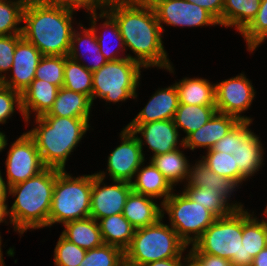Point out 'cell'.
Segmentation results:
<instances>
[{"label": "cell", "mask_w": 267, "mask_h": 266, "mask_svg": "<svg viewBox=\"0 0 267 266\" xmlns=\"http://www.w3.org/2000/svg\"><path fill=\"white\" fill-rule=\"evenodd\" d=\"M255 94L254 86L243 72L217 82L215 84L216 110L219 113L234 116L239 121H252L253 119L242 113L250 108Z\"/></svg>", "instance_id": "7c38bea8"}, {"label": "cell", "mask_w": 267, "mask_h": 266, "mask_svg": "<svg viewBox=\"0 0 267 266\" xmlns=\"http://www.w3.org/2000/svg\"><path fill=\"white\" fill-rule=\"evenodd\" d=\"M190 3L197 4L199 7L210 12L222 26V11L224 0H187Z\"/></svg>", "instance_id": "bcb514c9"}, {"label": "cell", "mask_w": 267, "mask_h": 266, "mask_svg": "<svg viewBox=\"0 0 267 266\" xmlns=\"http://www.w3.org/2000/svg\"><path fill=\"white\" fill-rule=\"evenodd\" d=\"M183 266H199L190 256L186 259Z\"/></svg>", "instance_id": "9f6ffc18"}, {"label": "cell", "mask_w": 267, "mask_h": 266, "mask_svg": "<svg viewBox=\"0 0 267 266\" xmlns=\"http://www.w3.org/2000/svg\"><path fill=\"white\" fill-rule=\"evenodd\" d=\"M155 200V198L131 191L122 214L135 229L155 224L162 218V204H156Z\"/></svg>", "instance_id": "603a6c76"}, {"label": "cell", "mask_w": 267, "mask_h": 266, "mask_svg": "<svg viewBox=\"0 0 267 266\" xmlns=\"http://www.w3.org/2000/svg\"><path fill=\"white\" fill-rule=\"evenodd\" d=\"M261 0H224L222 26L241 33L256 17Z\"/></svg>", "instance_id": "4dcf8cb0"}, {"label": "cell", "mask_w": 267, "mask_h": 266, "mask_svg": "<svg viewBox=\"0 0 267 266\" xmlns=\"http://www.w3.org/2000/svg\"><path fill=\"white\" fill-rule=\"evenodd\" d=\"M115 19L123 38L128 58L143 68H159L174 74V67L163 45V32L151 4L142 0L130 4H116L105 8Z\"/></svg>", "instance_id": "6da1fadb"}, {"label": "cell", "mask_w": 267, "mask_h": 266, "mask_svg": "<svg viewBox=\"0 0 267 266\" xmlns=\"http://www.w3.org/2000/svg\"><path fill=\"white\" fill-rule=\"evenodd\" d=\"M63 87L83 93L92 101V72L81 63L65 56Z\"/></svg>", "instance_id": "d590c367"}, {"label": "cell", "mask_w": 267, "mask_h": 266, "mask_svg": "<svg viewBox=\"0 0 267 266\" xmlns=\"http://www.w3.org/2000/svg\"><path fill=\"white\" fill-rule=\"evenodd\" d=\"M248 211L243 209L242 245L245 250V266H251L253 258L266 248V219L262 217L259 220L254 211Z\"/></svg>", "instance_id": "4316f807"}, {"label": "cell", "mask_w": 267, "mask_h": 266, "mask_svg": "<svg viewBox=\"0 0 267 266\" xmlns=\"http://www.w3.org/2000/svg\"><path fill=\"white\" fill-rule=\"evenodd\" d=\"M179 104L215 105V83L204 78L185 77L174 83Z\"/></svg>", "instance_id": "83f0119b"}, {"label": "cell", "mask_w": 267, "mask_h": 266, "mask_svg": "<svg viewBox=\"0 0 267 266\" xmlns=\"http://www.w3.org/2000/svg\"><path fill=\"white\" fill-rule=\"evenodd\" d=\"M124 257L122 249L103 243L99 247L87 250L79 266H118Z\"/></svg>", "instance_id": "f35d334b"}, {"label": "cell", "mask_w": 267, "mask_h": 266, "mask_svg": "<svg viewBox=\"0 0 267 266\" xmlns=\"http://www.w3.org/2000/svg\"><path fill=\"white\" fill-rule=\"evenodd\" d=\"M183 192L192 200L200 203L217 218L231 214L235 209H244L241 202H228L213 188L184 187Z\"/></svg>", "instance_id": "d6a6232c"}, {"label": "cell", "mask_w": 267, "mask_h": 266, "mask_svg": "<svg viewBox=\"0 0 267 266\" xmlns=\"http://www.w3.org/2000/svg\"><path fill=\"white\" fill-rule=\"evenodd\" d=\"M93 174L74 176L57 169L48 227L90 217Z\"/></svg>", "instance_id": "5b68a950"}, {"label": "cell", "mask_w": 267, "mask_h": 266, "mask_svg": "<svg viewBox=\"0 0 267 266\" xmlns=\"http://www.w3.org/2000/svg\"><path fill=\"white\" fill-rule=\"evenodd\" d=\"M242 228L243 209H235L217 218L187 252L211 254L230 260L232 266H245Z\"/></svg>", "instance_id": "52a82bcc"}, {"label": "cell", "mask_w": 267, "mask_h": 266, "mask_svg": "<svg viewBox=\"0 0 267 266\" xmlns=\"http://www.w3.org/2000/svg\"><path fill=\"white\" fill-rule=\"evenodd\" d=\"M5 167L6 182L10 187L26 181L46 168L34 140L27 132L11 143Z\"/></svg>", "instance_id": "4fadbf2b"}, {"label": "cell", "mask_w": 267, "mask_h": 266, "mask_svg": "<svg viewBox=\"0 0 267 266\" xmlns=\"http://www.w3.org/2000/svg\"><path fill=\"white\" fill-rule=\"evenodd\" d=\"M204 154L205 156L200 155V160H202L209 167V169L216 174L230 178L241 186L243 181L248 180L239 171L233 154L214 151L213 149L207 150Z\"/></svg>", "instance_id": "e575fe53"}, {"label": "cell", "mask_w": 267, "mask_h": 266, "mask_svg": "<svg viewBox=\"0 0 267 266\" xmlns=\"http://www.w3.org/2000/svg\"><path fill=\"white\" fill-rule=\"evenodd\" d=\"M118 266H143V265L130 262L124 257L123 260L118 264Z\"/></svg>", "instance_id": "11a10c76"}, {"label": "cell", "mask_w": 267, "mask_h": 266, "mask_svg": "<svg viewBox=\"0 0 267 266\" xmlns=\"http://www.w3.org/2000/svg\"><path fill=\"white\" fill-rule=\"evenodd\" d=\"M104 180L93 174L90 217L96 221L123 213L126 199L132 191L129 182L112 180L113 185H108Z\"/></svg>", "instance_id": "5bb4252c"}, {"label": "cell", "mask_w": 267, "mask_h": 266, "mask_svg": "<svg viewBox=\"0 0 267 266\" xmlns=\"http://www.w3.org/2000/svg\"><path fill=\"white\" fill-rule=\"evenodd\" d=\"M142 0H97V11L116 4H130Z\"/></svg>", "instance_id": "f907efd6"}, {"label": "cell", "mask_w": 267, "mask_h": 266, "mask_svg": "<svg viewBox=\"0 0 267 266\" xmlns=\"http://www.w3.org/2000/svg\"><path fill=\"white\" fill-rule=\"evenodd\" d=\"M125 127L137 136L142 150L143 146L147 145L153 153L152 156L165 154L184 146V139H179L181 134L173 119L144 124H128Z\"/></svg>", "instance_id": "9a60e30c"}, {"label": "cell", "mask_w": 267, "mask_h": 266, "mask_svg": "<svg viewBox=\"0 0 267 266\" xmlns=\"http://www.w3.org/2000/svg\"><path fill=\"white\" fill-rule=\"evenodd\" d=\"M2 237H0V266H5V262L3 259V251H2Z\"/></svg>", "instance_id": "6f0895ef"}, {"label": "cell", "mask_w": 267, "mask_h": 266, "mask_svg": "<svg viewBox=\"0 0 267 266\" xmlns=\"http://www.w3.org/2000/svg\"><path fill=\"white\" fill-rule=\"evenodd\" d=\"M92 106V101L87 95L62 86L53 107L42 116L84 118L89 122Z\"/></svg>", "instance_id": "484cf974"}, {"label": "cell", "mask_w": 267, "mask_h": 266, "mask_svg": "<svg viewBox=\"0 0 267 266\" xmlns=\"http://www.w3.org/2000/svg\"><path fill=\"white\" fill-rule=\"evenodd\" d=\"M21 37L22 34L0 36V82L11 70L15 47Z\"/></svg>", "instance_id": "7bdbcfd3"}, {"label": "cell", "mask_w": 267, "mask_h": 266, "mask_svg": "<svg viewBox=\"0 0 267 266\" xmlns=\"http://www.w3.org/2000/svg\"><path fill=\"white\" fill-rule=\"evenodd\" d=\"M183 259V260H182ZM187 258H170L147 263L143 266H183Z\"/></svg>", "instance_id": "c3c4849f"}, {"label": "cell", "mask_w": 267, "mask_h": 266, "mask_svg": "<svg viewBox=\"0 0 267 266\" xmlns=\"http://www.w3.org/2000/svg\"><path fill=\"white\" fill-rule=\"evenodd\" d=\"M179 148L165 154L151 156L150 162L164 175L175 188L178 183L186 184L190 164L189 160Z\"/></svg>", "instance_id": "f546056e"}, {"label": "cell", "mask_w": 267, "mask_h": 266, "mask_svg": "<svg viewBox=\"0 0 267 266\" xmlns=\"http://www.w3.org/2000/svg\"><path fill=\"white\" fill-rule=\"evenodd\" d=\"M59 89L58 86L47 81L34 79L21 93L24 121L30 124L32 113L34 117L48 113L53 107Z\"/></svg>", "instance_id": "ffe728a7"}, {"label": "cell", "mask_w": 267, "mask_h": 266, "mask_svg": "<svg viewBox=\"0 0 267 266\" xmlns=\"http://www.w3.org/2000/svg\"><path fill=\"white\" fill-rule=\"evenodd\" d=\"M266 248H267V219H266Z\"/></svg>", "instance_id": "91938a15"}, {"label": "cell", "mask_w": 267, "mask_h": 266, "mask_svg": "<svg viewBox=\"0 0 267 266\" xmlns=\"http://www.w3.org/2000/svg\"><path fill=\"white\" fill-rule=\"evenodd\" d=\"M4 180L0 170V201H7L10 193V186Z\"/></svg>", "instance_id": "816d5d0a"}, {"label": "cell", "mask_w": 267, "mask_h": 266, "mask_svg": "<svg viewBox=\"0 0 267 266\" xmlns=\"http://www.w3.org/2000/svg\"><path fill=\"white\" fill-rule=\"evenodd\" d=\"M15 109L23 116L21 93L0 83V124L13 116Z\"/></svg>", "instance_id": "b9f144b4"}, {"label": "cell", "mask_w": 267, "mask_h": 266, "mask_svg": "<svg viewBox=\"0 0 267 266\" xmlns=\"http://www.w3.org/2000/svg\"><path fill=\"white\" fill-rule=\"evenodd\" d=\"M6 202L7 201H0V223H6L7 225H9L8 223H10V225H13V228L15 231L14 223L10 215V208L8 207V204ZM7 217L9 218V221L8 219H6ZM0 237H1V234H0Z\"/></svg>", "instance_id": "681fc988"}, {"label": "cell", "mask_w": 267, "mask_h": 266, "mask_svg": "<svg viewBox=\"0 0 267 266\" xmlns=\"http://www.w3.org/2000/svg\"><path fill=\"white\" fill-rule=\"evenodd\" d=\"M42 57V53L22 36L15 47L10 74H7L0 83L22 93L34 80Z\"/></svg>", "instance_id": "2e32d148"}, {"label": "cell", "mask_w": 267, "mask_h": 266, "mask_svg": "<svg viewBox=\"0 0 267 266\" xmlns=\"http://www.w3.org/2000/svg\"><path fill=\"white\" fill-rule=\"evenodd\" d=\"M251 266H267V248L261 250L253 258Z\"/></svg>", "instance_id": "f5cc1de1"}, {"label": "cell", "mask_w": 267, "mask_h": 266, "mask_svg": "<svg viewBox=\"0 0 267 266\" xmlns=\"http://www.w3.org/2000/svg\"><path fill=\"white\" fill-rule=\"evenodd\" d=\"M7 136L5 135V133L2 131H0V152H2L4 149H6L7 145H8V141H7Z\"/></svg>", "instance_id": "db71d44e"}, {"label": "cell", "mask_w": 267, "mask_h": 266, "mask_svg": "<svg viewBox=\"0 0 267 266\" xmlns=\"http://www.w3.org/2000/svg\"><path fill=\"white\" fill-rule=\"evenodd\" d=\"M56 177L57 169L46 167L37 175L10 187L9 195L16 197L10 215L20 237L28 229L48 227Z\"/></svg>", "instance_id": "277c9868"}, {"label": "cell", "mask_w": 267, "mask_h": 266, "mask_svg": "<svg viewBox=\"0 0 267 266\" xmlns=\"http://www.w3.org/2000/svg\"><path fill=\"white\" fill-rule=\"evenodd\" d=\"M261 215H263V216H267V205H266V207H265V209L263 210V214H261Z\"/></svg>", "instance_id": "680465c9"}, {"label": "cell", "mask_w": 267, "mask_h": 266, "mask_svg": "<svg viewBox=\"0 0 267 266\" xmlns=\"http://www.w3.org/2000/svg\"><path fill=\"white\" fill-rule=\"evenodd\" d=\"M246 41L247 51L253 53L267 39V0H261L260 8L252 22L240 33Z\"/></svg>", "instance_id": "74e56055"}, {"label": "cell", "mask_w": 267, "mask_h": 266, "mask_svg": "<svg viewBox=\"0 0 267 266\" xmlns=\"http://www.w3.org/2000/svg\"><path fill=\"white\" fill-rule=\"evenodd\" d=\"M183 186L213 188L229 202L231 201V195H234V191H237L240 185L230 178L220 176L211 171L209 167L199 159L195 161L194 164L190 165L188 179Z\"/></svg>", "instance_id": "cb8c5ba5"}, {"label": "cell", "mask_w": 267, "mask_h": 266, "mask_svg": "<svg viewBox=\"0 0 267 266\" xmlns=\"http://www.w3.org/2000/svg\"><path fill=\"white\" fill-rule=\"evenodd\" d=\"M144 165L145 163L136 171L131 182L132 191L158 200L162 199V204L174 192V187L151 162Z\"/></svg>", "instance_id": "7402d4cb"}, {"label": "cell", "mask_w": 267, "mask_h": 266, "mask_svg": "<svg viewBox=\"0 0 267 266\" xmlns=\"http://www.w3.org/2000/svg\"><path fill=\"white\" fill-rule=\"evenodd\" d=\"M179 99L175 85L159 88L145 107L128 124H144L159 120H171L178 109Z\"/></svg>", "instance_id": "d6986e66"}, {"label": "cell", "mask_w": 267, "mask_h": 266, "mask_svg": "<svg viewBox=\"0 0 267 266\" xmlns=\"http://www.w3.org/2000/svg\"><path fill=\"white\" fill-rule=\"evenodd\" d=\"M253 121H239L231 131L212 147L214 151L234 154L237 148V137L252 124Z\"/></svg>", "instance_id": "ee69618b"}, {"label": "cell", "mask_w": 267, "mask_h": 266, "mask_svg": "<svg viewBox=\"0 0 267 266\" xmlns=\"http://www.w3.org/2000/svg\"><path fill=\"white\" fill-rule=\"evenodd\" d=\"M26 2L27 0H0V36L22 34L20 24L23 22Z\"/></svg>", "instance_id": "8d00e7d4"}, {"label": "cell", "mask_w": 267, "mask_h": 266, "mask_svg": "<svg viewBox=\"0 0 267 266\" xmlns=\"http://www.w3.org/2000/svg\"><path fill=\"white\" fill-rule=\"evenodd\" d=\"M33 118L36 126L27 131V134L34 140L44 166L66 170V161L90 130V122L84 118L55 116Z\"/></svg>", "instance_id": "3957f363"}, {"label": "cell", "mask_w": 267, "mask_h": 266, "mask_svg": "<svg viewBox=\"0 0 267 266\" xmlns=\"http://www.w3.org/2000/svg\"><path fill=\"white\" fill-rule=\"evenodd\" d=\"M86 254V250L60 235L54 248L55 266H79Z\"/></svg>", "instance_id": "60d3db41"}, {"label": "cell", "mask_w": 267, "mask_h": 266, "mask_svg": "<svg viewBox=\"0 0 267 266\" xmlns=\"http://www.w3.org/2000/svg\"><path fill=\"white\" fill-rule=\"evenodd\" d=\"M103 243L125 251L134 236L135 228L122 213L107 216L98 221Z\"/></svg>", "instance_id": "1f68e13d"}, {"label": "cell", "mask_w": 267, "mask_h": 266, "mask_svg": "<svg viewBox=\"0 0 267 266\" xmlns=\"http://www.w3.org/2000/svg\"><path fill=\"white\" fill-rule=\"evenodd\" d=\"M142 66L130 58L108 61L92 73V104L96 98L107 103L137 99Z\"/></svg>", "instance_id": "ba28073f"}, {"label": "cell", "mask_w": 267, "mask_h": 266, "mask_svg": "<svg viewBox=\"0 0 267 266\" xmlns=\"http://www.w3.org/2000/svg\"><path fill=\"white\" fill-rule=\"evenodd\" d=\"M61 234L86 251L103 244L99 223L91 217L65 223Z\"/></svg>", "instance_id": "f1b7e54d"}, {"label": "cell", "mask_w": 267, "mask_h": 266, "mask_svg": "<svg viewBox=\"0 0 267 266\" xmlns=\"http://www.w3.org/2000/svg\"><path fill=\"white\" fill-rule=\"evenodd\" d=\"M217 112L215 105H187L179 104L175 112L173 121L176 127L186 134L198 130Z\"/></svg>", "instance_id": "836d02e7"}, {"label": "cell", "mask_w": 267, "mask_h": 266, "mask_svg": "<svg viewBox=\"0 0 267 266\" xmlns=\"http://www.w3.org/2000/svg\"><path fill=\"white\" fill-rule=\"evenodd\" d=\"M121 144L114 148L107 159V169L95 174L110 180L125 181L131 183L136 171L146 162L144 151L141 149L137 136L132 131L123 127L120 132ZM108 172V173H107Z\"/></svg>", "instance_id": "30bf717a"}, {"label": "cell", "mask_w": 267, "mask_h": 266, "mask_svg": "<svg viewBox=\"0 0 267 266\" xmlns=\"http://www.w3.org/2000/svg\"><path fill=\"white\" fill-rule=\"evenodd\" d=\"M238 122L239 120L234 116L216 112L207 123L184 139V146L180 149L194 151L197 148H205L206 151L210 150Z\"/></svg>", "instance_id": "e0dca14e"}, {"label": "cell", "mask_w": 267, "mask_h": 266, "mask_svg": "<svg viewBox=\"0 0 267 266\" xmlns=\"http://www.w3.org/2000/svg\"><path fill=\"white\" fill-rule=\"evenodd\" d=\"M172 193L162 203V217L167 213L170 226L188 246L193 245L217 217L183 191Z\"/></svg>", "instance_id": "9c48e42d"}, {"label": "cell", "mask_w": 267, "mask_h": 266, "mask_svg": "<svg viewBox=\"0 0 267 266\" xmlns=\"http://www.w3.org/2000/svg\"><path fill=\"white\" fill-rule=\"evenodd\" d=\"M52 4L69 6L75 9H86L88 11H97V0H42Z\"/></svg>", "instance_id": "7dc6e473"}, {"label": "cell", "mask_w": 267, "mask_h": 266, "mask_svg": "<svg viewBox=\"0 0 267 266\" xmlns=\"http://www.w3.org/2000/svg\"><path fill=\"white\" fill-rule=\"evenodd\" d=\"M199 266H232L230 260L206 253H189Z\"/></svg>", "instance_id": "f6af8a7d"}, {"label": "cell", "mask_w": 267, "mask_h": 266, "mask_svg": "<svg viewBox=\"0 0 267 266\" xmlns=\"http://www.w3.org/2000/svg\"><path fill=\"white\" fill-rule=\"evenodd\" d=\"M87 13L90 15L89 16V19H90L89 24L91 25L90 27L96 32V39H97V43L100 47V52L104 55L106 60L107 61H116V60H120L123 58H128L127 54H125V56L122 55V57H120V55L118 54L119 53L118 50H120V52H122V51L125 52L126 49H125V45L123 42V38L120 34V31H119V28H118V25H117L115 19L105 9H101L99 14L97 11H88ZM104 18H105V21L102 24H100V27L102 29L104 28V30H103L104 32L110 31V32H108V34H106L107 32L105 34L104 33L101 34L100 32H98L99 29H98V26L96 25L97 21L99 19H102V21H103ZM99 33H100V35H97ZM111 37L115 41L118 42V45H120V46L116 47L117 48L116 50L114 48H112L111 43H109L110 40H113V39H111ZM107 39L109 40L108 43H106ZM113 46H115V45H113Z\"/></svg>", "instance_id": "d4e9b609"}, {"label": "cell", "mask_w": 267, "mask_h": 266, "mask_svg": "<svg viewBox=\"0 0 267 266\" xmlns=\"http://www.w3.org/2000/svg\"><path fill=\"white\" fill-rule=\"evenodd\" d=\"M78 24L81 30L78 32L74 29L73 31L68 57L81 63L85 68L93 73L105 65L108 61L100 52V47L96 39V32L91 27H84L80 21ZM81 48L84 50H81ZM86 53L91 58V63L88 61V65L84 63V60H82L83 57V59H85Z\"/></svg>", "instance_id": "44dd1931"}, {"label": "cell", "mask_w": 267, "mask_h": 266, "mask_svg": "<svg viewBox=\"0 0 267 266\" xmlns=\"http://www.w3.org/2000/svg\"><path fill=\"white\" fill-rule=\"evenodd\" d=\"M76 10L42 0H27L23 10L22 23L25 25H22V36L43 56H68Z\"/></svg>", "instance_id": "7a4b0ae2"}, {"label": "cell", "mask_w": 267, "mask_h": 266, "mask_svg": "<svg viewBox=\"0 0 267 266\" xmlns=\"http://www.w3.org/2000/svg\"><path fill=\"white\" fill-rule=\"evenodd\" d=\"M153 7L162 32L167 26L203 27L216 26L219 21L206 9L187 0H146Z\"/></svg>", "instance_id": "8fae6325"}, {"label": "cell", "mask_w": 267, "mask_h": 266, "mask_svg": "<svg viewBox=\"0 0 267 266\" xmlns=\"http://www.w3.org/2000/svg\"><path fill=\"white\" fill-rule=\"evenodd\" d=\"M248 126L237 137V148L233 154L239 171L249 180L265 164L264 146L260 137Z\"/></svg>", "instance_id": "ac0fdd59"}, {"label": "cell", "mask_w": 267, "mask_h": 266, "mask_svg": "<svg viewBox=\"0 0 267 266\" xmlns=\"http://www.w3.org/2000/svg\"><path fill=\"white\" fill-rule=\"evenodd\" d=\"M162 219L163 217L155 224L135 230L129 247L124 251L127 260L145 265L163 259L189 257V253L183 256L188 246Z\"/></svg>", "instance_id": "8992f818"}, {"label": "cell", "mask_w": 267, "mask_h": 266, "mask_svg": "<svg viewBox=\"0 0 267 266\" xmlns=\"http://www.w3.org/2000/svg\"><path fill=\"white\" fill-rule=\"evenodd\" d=\"M65 56H43L34 79H40L61 88L64 83Z\"/></svg>", "instance_id": "ab89813d"}]
</instances>
